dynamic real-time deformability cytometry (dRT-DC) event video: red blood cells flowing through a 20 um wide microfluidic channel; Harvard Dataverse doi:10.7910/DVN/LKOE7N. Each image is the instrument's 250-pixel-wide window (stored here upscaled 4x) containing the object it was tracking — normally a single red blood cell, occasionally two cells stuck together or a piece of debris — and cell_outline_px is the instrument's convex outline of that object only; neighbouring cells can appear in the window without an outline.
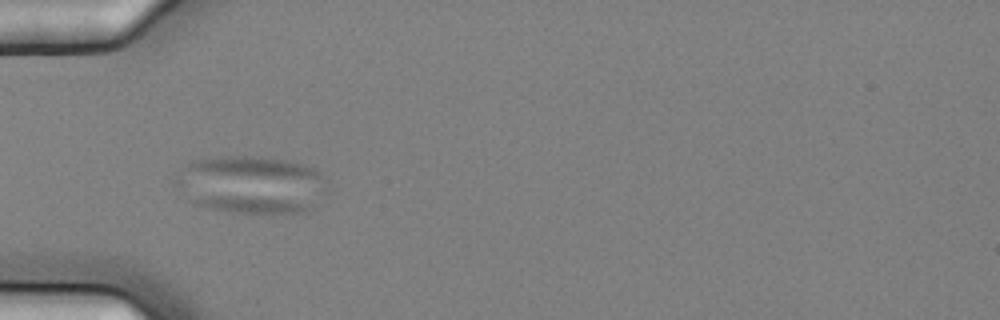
{"species": "common noctule bat (a hibernating species)", "species_latin": "Nyctalus noctula", "temperature_condition": "cold", "stored_images_in_passage": 6, "camera_frame_rate_fps": 3000, "um_per_image_px": 0.085, "animal": {"sex": "female", "body_mass_g": 25.1}, "frame": {"image": 1, "passage_image": 5, "time_ms": 1.333, "image_size_px": [1000, 320], "cell_outline_px": [[328, 192], [316, 208], [300, 212], [272, 216], [232, 212], [200, 204], [188, 200], [176, 184], [176, 180], [188, 164], [192, 160], [220, 156], [260, 156], [284, 160], [316, 168], [328, 176]], "centroid_in_image_um": [21.53, 15.72], "position_along_channel_um": 63.5, "area_um2": 52.14}}
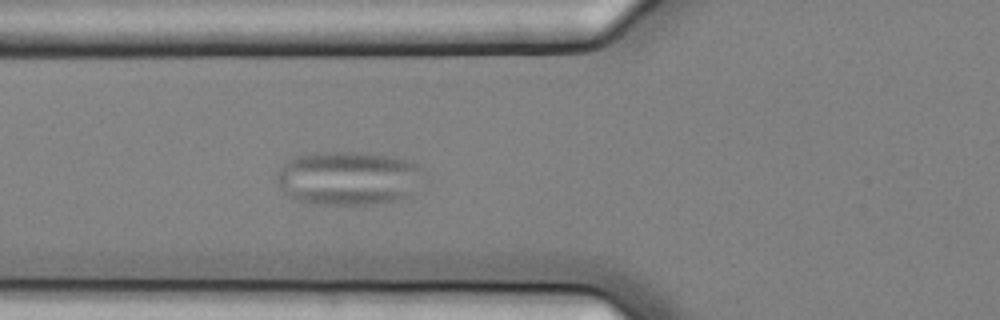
{"frame": {"image": 2, "passage_image": 6, "time_ms": 1.667, "image_size_px": [1000, 320], "cell_outline_px": [[420, 168], [412, 196], [400, 200], [372, 204], [312, 204], [296, 200], [288, 196], [280, 188], [276, 176], [280, 168], [288, 160], [296, 156], [316, 152], [360, 152], [392, 156], [412, 160]], "centroid_in_image_um": [29.56, 15.14], "position_along_channel_um": 96.2, "area_um2": 46.07}}